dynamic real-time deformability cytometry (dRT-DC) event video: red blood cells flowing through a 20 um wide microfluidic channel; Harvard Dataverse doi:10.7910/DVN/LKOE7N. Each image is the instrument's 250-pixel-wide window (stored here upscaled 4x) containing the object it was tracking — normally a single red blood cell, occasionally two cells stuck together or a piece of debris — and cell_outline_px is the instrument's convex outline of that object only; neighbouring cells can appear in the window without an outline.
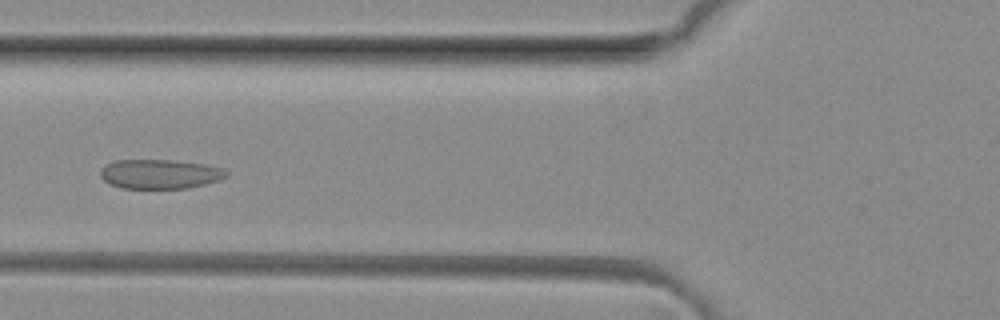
{"species": "common noctule bat (a hibernating species)", "species_latin": "Nyctalus noctula", "temperature_condition": "room temperature", "stored_images_in_passage": 5, "camera_frame_rate_fps": 3000, "um_per_image_px": 0.085, "animal": {"sex": "female", "body_mass_g": 29.2, "forearm_length_mm": 56.3}, "frame": {"image": 1, "passage_image": 4, "time_ms": 1.0, "image_size_px": [1000, 320], "cell_outline_px": [[228, 176], [220, 180], [188, 188], [124, 188], [112, 184], [104, 180], [100, 176], [100, 168], [104, 164], [116, 160], [176, 160], [204, 164], [224, 168], [228, 172]], "centroid_in_image_um": [13.61, 14.78], "position_along_channel_um": 112.2, "area_um2": 21.68}}
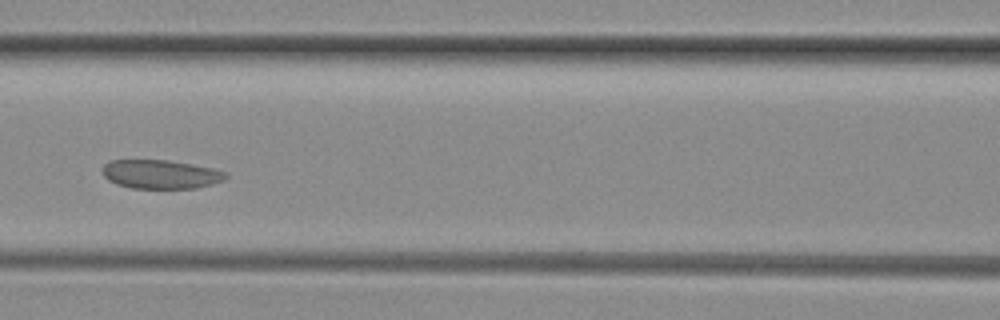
{"frame": {"image": 2, "passage_image": 5, "time_ms": 1.333, "image_size_px": [1000, 320], "cell_outline_px": [[228, 176], [224, 180], [212, 184], [196, 188], [132, 188], [116, 184], [108, 180], [104, 176], [104, 164], [112, 160], [168, 160], [216, 168], [228, 172]], "centroid_in_image_um": [13.71, 14.81], "position_along_channel_um": 152.9, "area_um2": 20.81}}